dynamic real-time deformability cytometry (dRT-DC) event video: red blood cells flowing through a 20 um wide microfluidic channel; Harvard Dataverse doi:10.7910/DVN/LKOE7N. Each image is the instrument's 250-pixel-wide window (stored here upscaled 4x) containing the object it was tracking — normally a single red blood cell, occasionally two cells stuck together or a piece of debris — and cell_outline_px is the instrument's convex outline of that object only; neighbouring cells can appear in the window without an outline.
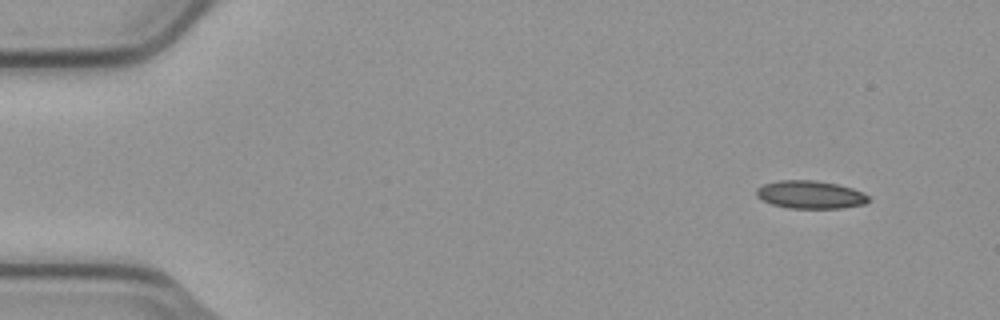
{"species": "common noctule bat (a hibernating species)", "species_latin": "Nyctalus noctula", "temperature_condition": "cold", "stored_images_in_passage": 5, "camera_frame_rate_fps": 3000, "um_per_image_px": 0.085, "animal": {"sex": "male", "body_mass_g": 23.1, "forearm_length_mm": 52.7}, "frame": {"image": 1, "passage_image": 1, "time_ms": 0.0, "image_size_px": [1000, 320], "cell_outline_px": [[872, 200], [864, 204], [840, 208], [788, 208], [772, 204], [756, 196], [756, 188], [764, 184], [780, 180], [816, 180], [836, 184], [852, 188], [868, 196]], "centroid_in_image_um": [68.87, 16.54], "position_along_channel_um": 16.1, "area_um2": 18.15}}
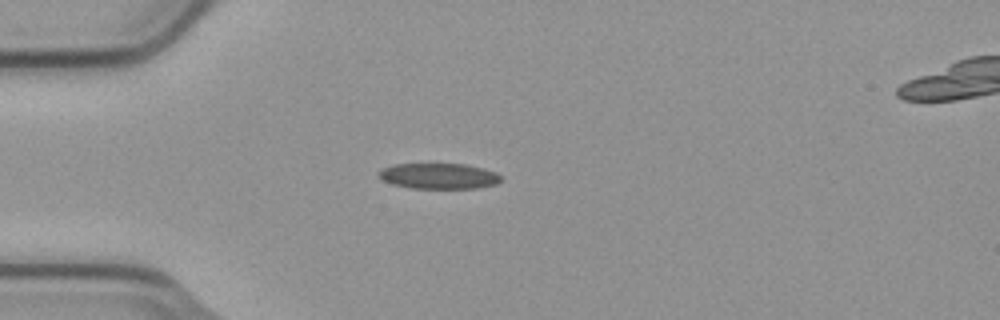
{"frame": {"image": 2, "passage_image": 4, "time_ms": 1.0, "image_size_px": [1000, 320], "cell_outline_px": [[500, 180], [496, 184], [476, 188], [412, 188], [392, 184], [376, 176], [376, 172], [380, 168], [396, 164], [464, 164], [484, 168], [496, 172], [500, 176]], "centroid_in_image_um": [37.25, 14.95], "position_along_channel_um": 47.8, "area_um2": 18.32}}